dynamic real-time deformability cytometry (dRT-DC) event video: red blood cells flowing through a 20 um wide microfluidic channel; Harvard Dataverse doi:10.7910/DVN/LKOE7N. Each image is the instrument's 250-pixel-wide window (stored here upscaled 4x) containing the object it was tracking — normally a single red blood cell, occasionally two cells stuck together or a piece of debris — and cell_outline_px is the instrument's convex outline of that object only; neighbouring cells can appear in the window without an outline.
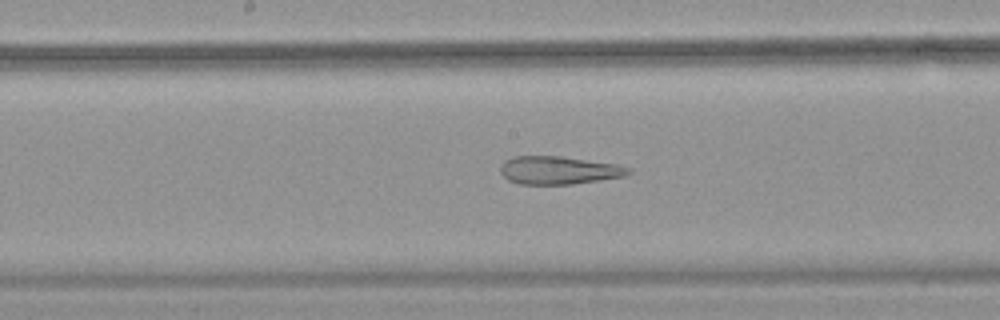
{"species": "common noctule bat (a hibernating species)", "species_latin": "Nyctalus noctula", "temperature_condition": "warm", "stored_images_in_passage": 53, "camera_frame_rate_fps": 3000, "um_per_image_px": 0.085, "animal": {"sex": "female", "body_mass_g": 18.4}, "frame": {"image": 1, "passage_image": 27, "time_ms": 8.667, "image_size_px": [1000, 320], "cell_outline_px": [[632, 172], [624, 176], [600, 180], [572, 184], [520, 184], [508, 180], [500, 172], [500, 168], [504, 160], [512, 156], [560, 156], [616, 164], [628, 168]], "centroid_in_image_um": [47.45, 14.47], "position_along_channel_um": 200.7, "area_um2": 20.81}}
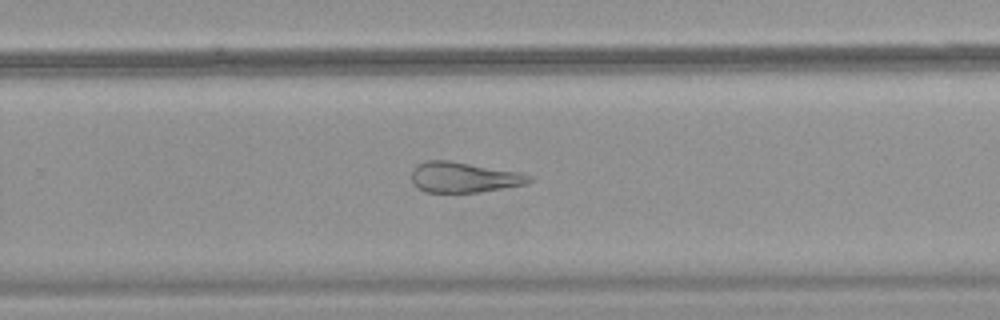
{"frame": {"image": 2, "passage_image": 34, "time_ms": 11.0, "image_size_px": [1000, 320], "cell_outline_px": [[536, 180], [528, 184], [476, 192], [428, 192], [420, 188], [412, 180], [412, 168], [428, 160], [448, 160], [516, 172], [532, 176]], "centroid_in_image_um": [39.46, 15.07], "position_along_channel_um": 290.3, "area_um2": 20.46}}
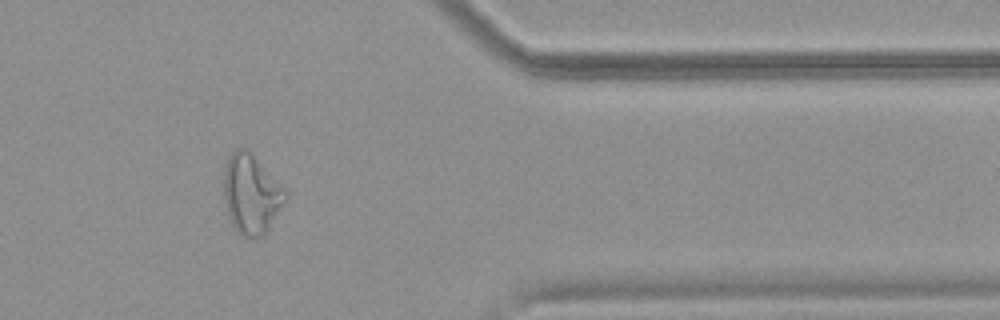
{"frame": {"image": 3, "passage_image": 43, "time_ms": 14.0, "image_size_px": [1000, 320], "cell_outline_px": [[288, 196], [264, 236], [244, 236], [232, 224], [228, 212], [224, 196], [224, 168], [228, 156], [236, 148], [244, 148], [288, 192]], "centroid_in_image_um": [21.35, 16.5], "position_along_channel_um": 390.1, "area_um2": 27.63}, "authors_computed_cell_mechanics": {"area_um2": 28.3798, "velocity_mm_per_s": 3.8642, "shape_relaxation_time_tau1_ms": null, "shape_relaxation_time_tau2_ms": 2.1922, "deformation_change_tau1": null, "deformation_change_tau2": 0.1402}}